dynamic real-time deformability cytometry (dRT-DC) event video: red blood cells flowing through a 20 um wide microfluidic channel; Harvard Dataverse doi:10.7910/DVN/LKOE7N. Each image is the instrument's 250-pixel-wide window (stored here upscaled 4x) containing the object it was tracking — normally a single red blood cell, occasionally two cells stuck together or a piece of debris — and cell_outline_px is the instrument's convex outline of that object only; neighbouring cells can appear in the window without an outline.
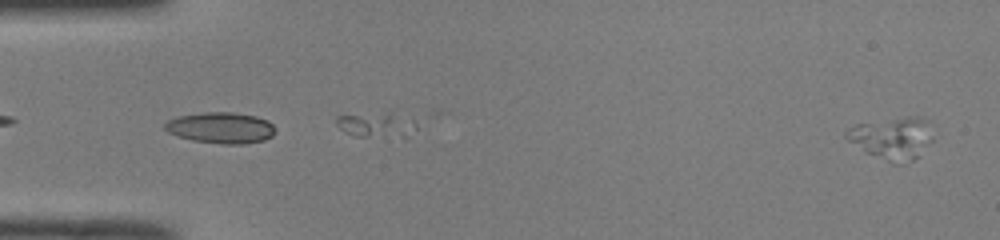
{"species": "common noctule bat (a hibernating species)", "species_latin": "Nyctalus noctula", "temperature_condition": "room temperature", "stored_images_in_passage": 2, "camera_frame_rate_fps": 3000, "um_per_image_px": 0.085, "animal": {"sex": "male", "body_mass_g": 19.0, "forearm_length_mm": 50.8}, "frame": {"image": 1, "passage_image": 2, "time_ms": 0.333, "image_size_px": [1000, 240], "cell_outline_px": [[932, 140], [920, 156], [912, 160], [900, 164], [892, 164], [868, 152], [848, 140], [844, 136], [844, 132], [848, 128], [856, 124], [908, 116], [924, 116], [928, 120], [932, 136]], "centroid_in_image_um": [75.88, 11.73], "position_along_channel_um": 9.1, "area_um2": 21.33}}